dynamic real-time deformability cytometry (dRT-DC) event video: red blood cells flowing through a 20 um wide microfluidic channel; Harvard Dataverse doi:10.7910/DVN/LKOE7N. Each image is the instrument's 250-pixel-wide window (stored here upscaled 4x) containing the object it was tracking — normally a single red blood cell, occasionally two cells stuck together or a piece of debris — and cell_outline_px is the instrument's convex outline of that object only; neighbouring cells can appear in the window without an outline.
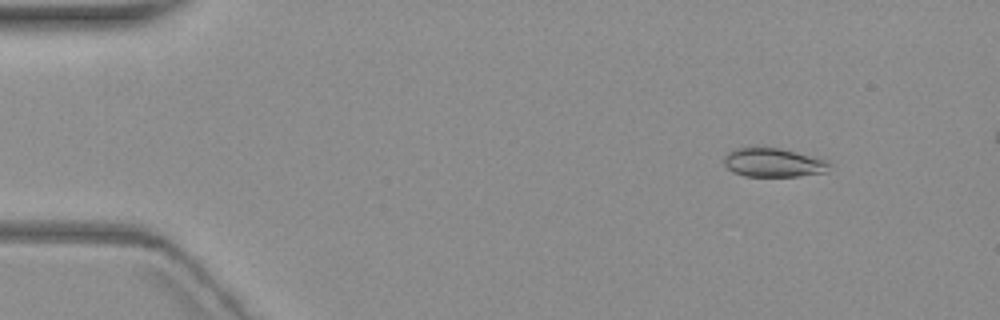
{"species": "common noctule bat (a hibernating species)", "species_latin": "Nyctalus noctula", "temperature_condition": "warm", "stored_images_in_passage": 5, "segment_of_instrument_passage": [1, 2], "camera_frame_rate_fps": 3000, "um_per_image_px": 0.085, "animal": {"sex": "female", "body_mass_g": 19.3, "forearm_length_mm": 54.1}, "frame": {"image": 1, "passage_image": 1, "time_ms": 0.0, "image_size_px": [1000, 320], "cell_outline_px": [[832, 164], [828, 172], [800, 176], [744, 176], [732, 172], [724, 164], [724, 156], [728, 152], [736, 148], [776, 148], [796, 152], [828, 160]], "centroid_in_image_um": [65.77, 13.84], "position_along_channel_um": 19.2, "area_um2": 17.74}}